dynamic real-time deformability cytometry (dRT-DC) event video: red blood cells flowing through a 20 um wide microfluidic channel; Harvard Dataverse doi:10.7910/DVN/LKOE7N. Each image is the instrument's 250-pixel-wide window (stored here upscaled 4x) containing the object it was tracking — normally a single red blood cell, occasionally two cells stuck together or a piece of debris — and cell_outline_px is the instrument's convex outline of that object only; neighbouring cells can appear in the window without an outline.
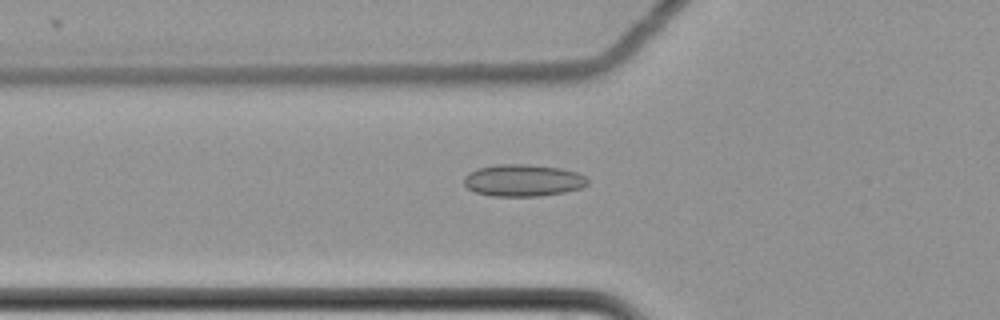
{"species": "common noctule bat (a hibernating species)", "species_latin": "Nyctalus noctula", "temperature_condition": "cold", "stored_images_in_passage": 61, "camera_frame_rate_fps": 3000, "um_per_image_px": 0.085, "animal": {"sex": "female", "body_mass_g": 22.7, "forearm_length_mm": 54.2}, "frame": {"image": 1, "passage_image": 23, "time_ms": 7.333, "image_size_px": [1000, 320], "cell_outline_px": [[588, 184], [580, 188], [564, 192], [540, 196], [492, 196], [476, 192], [468, 188], [464, 184], [464, 176], [468, 172], [476, 168], [496, 164], [528, 164], [560, 168], [576, 172], [584, 176], [588, 180]], "centroid_in_image_um": [44.43, 15.32], "position_along_channel_um": 81.4, "area_um2": 23.12}}
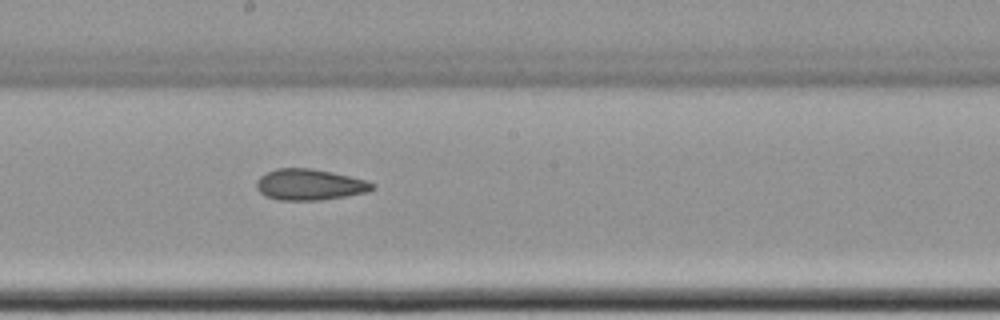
{"frame": {"image": 2, "passage_image": 35, "time_ms": 11.333, "image_size_px": [1000, 320], "cell_outline_px": [[376, 188], [368, 192], [320, 200], [280, 200], [264, 196], [256, 188], [256, 180], [260, 176], [276, 168], [312, 168], [332, 172], [368, 180], [376, 184]], "centroid_in_image_um": [26.34, 15.69], "position_along_channel_um": 221.9, "area_um2": 21.15}}
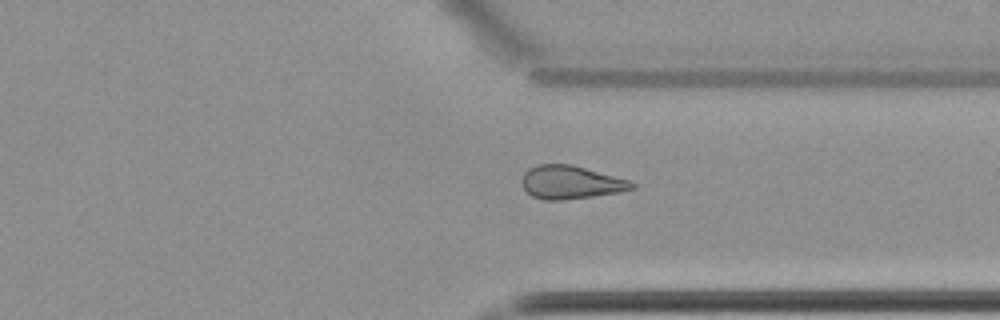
{"frame": {"image": 3, "passage_image": 47, "time_ms": 15.333, "image_size_px": [1000, 320], "cell_outline_px": [[636, 188], [620, 192], [564, 200], [544, 200], [532, 196], [520, 184], [520, 180], [524, 172], [528, 168], [540, 164], [572, 164], [628, 180], [636, 184]], "centroid_in_image_um": [48.48, 15.5], "position_along_channel_um": 362.9, "area_um2": 21.39}, "authors_computed_cell_mechanics": {"area_um2": 22.0796, "velocity_mm_per_s": 3.5154, "shape_relaxation_time_tau1_ms": null, "shape_relaxation_time_tau2_ms": 4.0352, "deformation_change_tau1": null, "deformation_change_tau2": 0.0946}}